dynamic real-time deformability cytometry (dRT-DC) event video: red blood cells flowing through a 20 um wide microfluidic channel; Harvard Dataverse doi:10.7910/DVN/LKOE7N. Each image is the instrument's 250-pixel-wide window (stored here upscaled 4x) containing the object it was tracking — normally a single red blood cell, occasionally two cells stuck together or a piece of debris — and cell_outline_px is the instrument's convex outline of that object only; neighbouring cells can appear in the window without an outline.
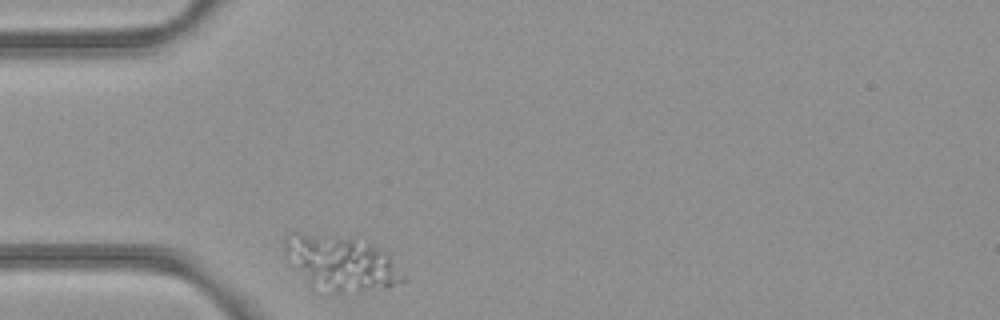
{"species": "common noctule bat (a hibernating species)", "species_latin": "Nyctalus noctula", "temperature_condition": "room temperature", "stored_images_in_passage": 31, "camera_frame_rate_fps": 3000, "um_per_image_px": 0.085, "animal": {"sex": "female", "body_mass_g": 21.9}, "frame": {"image": 1, "passage_image": 1, "time_ms": 0.0, "image_size_px": [1000, 320], "cell_outline_px": [[408, 280], [388, 288], [340, 292], [332, 292], [308, 280], [288, 264], [284, 252], [284, 240], [288, 232], [300, 232], [364, 236], [384, 248]], "centroid_in_image_um": [29.04, 22.25], "position_along_channel_um": 56.0, "area_um2": 38.96}}
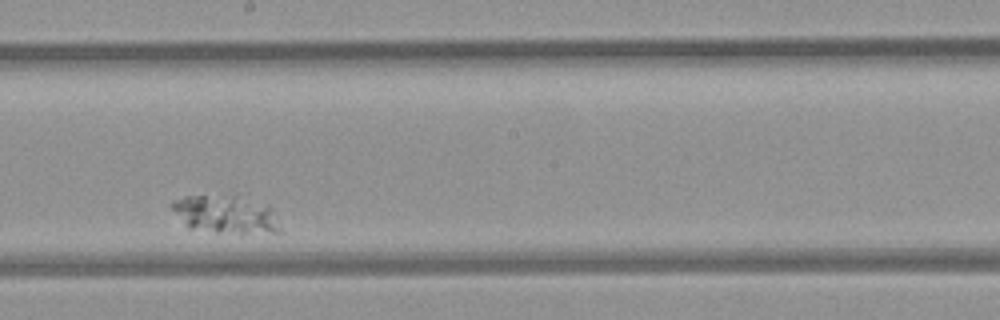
{"frame": {"image": 2, "passage_image": 18, "time_ms": 5.667, "image_size_px": [1000, 320], "cell_outline_px": [[284, 232], [216, 232], [188, 228], [184, 224], [168, 204], [172, 200], [184, 196], [232, 188], [272, 208], [276, 212]], "centroid_in_image_um": [19.19, 18.08], "position_along_channel_um": 229.0, "area_um2": 26.07}}
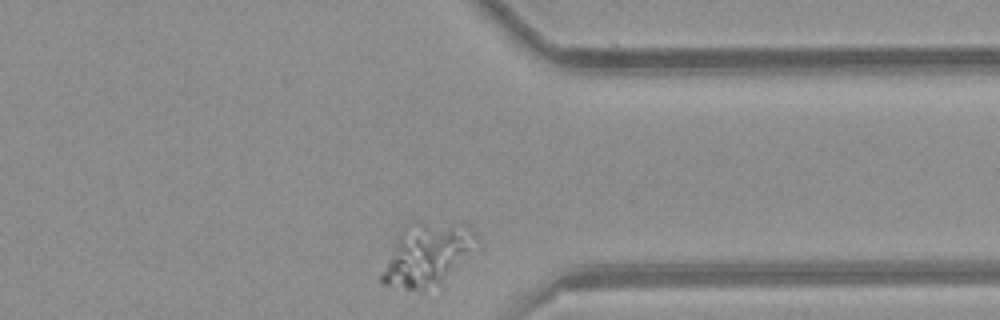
{"frame": {"image": 3, "passage_image": 31, "time_ms": 10.0, "image_size_px": [1000, 320], "cell_outline_px": [[480, 248], [436, 280], [420, 288], [408, 288], [384, 284], [380, 280], [380, 276], [400, 232], [404, 228], [416, 224], [468, 224], [476, 232]], "centroid_in_image_um": [36.37, 21.55], "position_along_channel_um": 375.0, "area_um2": 32.25}}